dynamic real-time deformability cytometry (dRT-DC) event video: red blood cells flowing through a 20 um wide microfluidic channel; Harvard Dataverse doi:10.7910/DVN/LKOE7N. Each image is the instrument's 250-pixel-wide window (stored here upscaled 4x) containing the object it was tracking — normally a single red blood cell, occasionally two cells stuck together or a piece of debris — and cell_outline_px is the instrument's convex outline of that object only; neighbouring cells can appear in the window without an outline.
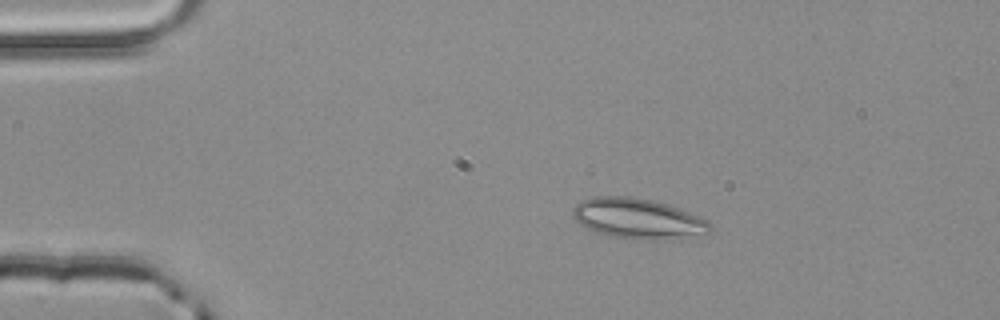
{"species": "common noctule bat (a hibernating species)", "species_latin": "Nyctalus noctula", "temperature_condition": "room temperature", "stored_images_in_passage": 3, "segment_of_instrument_passage": [1, 2], "camera_frame_rate_fps": 3000, "um_per_image_px": 0.085, "animal": {"sex": "male", "body_mass_g": 20.4}, "frame": {"image": 1, "passage_image": 1, "time_ms": 0.0, "image_size_px": [1000, 320], "cell_outline_px": [[712, 232], [668, 240], [648, 240], [608, 236], [584, 228], [572, 216], [572, 208], [580, 200], [592, 196], [632, 196], [652, 200], [668, 204], [680, 208], [708, 220], [712, 224]], "centroid_in_image_um": [54.21, 18.58], "position_along_channel_um": 30.8, "area_um2": 32.83}}